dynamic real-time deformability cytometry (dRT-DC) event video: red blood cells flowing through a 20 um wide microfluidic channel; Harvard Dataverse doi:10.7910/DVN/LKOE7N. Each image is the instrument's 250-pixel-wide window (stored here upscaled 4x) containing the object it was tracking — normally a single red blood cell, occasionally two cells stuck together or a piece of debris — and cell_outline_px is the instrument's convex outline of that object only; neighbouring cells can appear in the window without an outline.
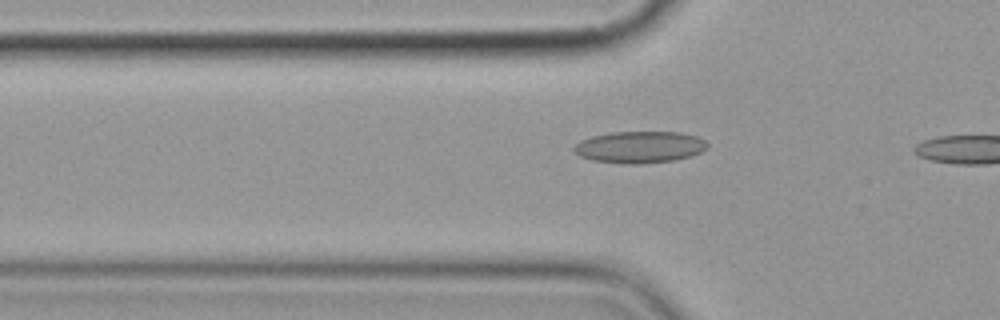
{"species": "common noctule bat (a hibernating species)", "species_latin": "Nyctalus noctula", "temperature_condition": "cold", "stored_images_in_passage": 6, "camera_frame_rate_fps": 3000, "um_per_image_px": 0.085, "animal": {"sex": "female", "body_mass_g": 19.9}, "frame": {"image": 1, "passage_image": 6, "time_ms": 6.667, "image_size_px": [1000, 320], "cell_outline_px": [[708, 148], [692, 156], [672, 160], [640, 164], [620, 164], [592, 160], [580, 156], [572, 152], [572, 148], [580, 140], [592, 136], [612, 132], [680, 132], [696, 136], [704, 140], [708, 144]], "centroid_in_image_um": [54.34, 12.51], "position_along_channel_um": 71.5, "area_um2": 24.85}}